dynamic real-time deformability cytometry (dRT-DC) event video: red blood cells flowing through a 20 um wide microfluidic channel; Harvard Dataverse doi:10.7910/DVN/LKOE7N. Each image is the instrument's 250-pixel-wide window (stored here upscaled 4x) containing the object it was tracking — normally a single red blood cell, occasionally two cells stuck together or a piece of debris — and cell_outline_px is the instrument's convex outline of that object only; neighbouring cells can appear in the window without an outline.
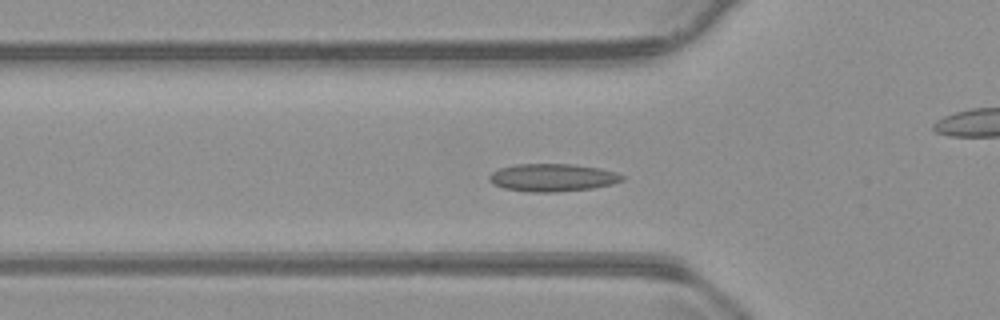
{"species": "common noctule bat (a hibernating species)", "species_latin": "Nyctalus noctula", "temperature_condition": "warm", "stored_images_in_passage": 51, "camera_frame_rate_fps": 3000, "um_per_image_px": 0.085, "animal": {"sex": "male", "body_mass_g": 23.1, "forearm_length_mm": 52.7}, "frame": {"image": 1, "passage_image": 13, "time_ms": 4.0, "image_size_px": [1000, 320], "cell_outline_px": [[624, 180], [612, 184], [592, 188], [556, 192], [528, 192], [504, 188], [492, 184], [488, 180], [488, 176], [492, 172], [500, 168], [516, 164], [576, 164], [600, 168], [616, 172], [624, 176]], "centroid_in_image_um": [46.96, 15.09], "position_along_channel_um": 78.8, "area_um2": 21.62}}
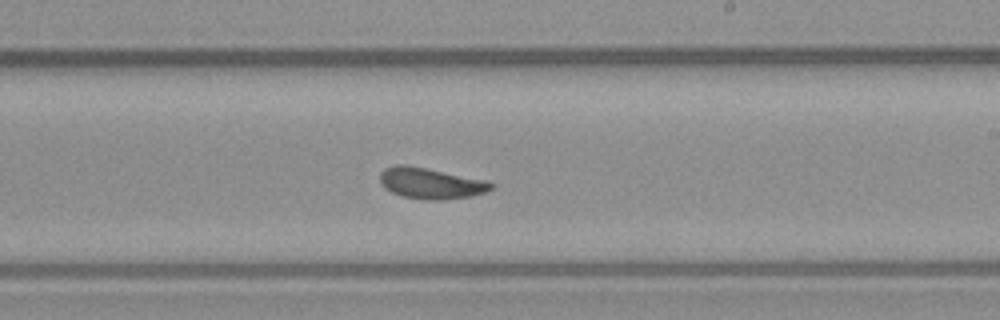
{"frame": {"image": 2, "passage_image": 27, "time_ms": 8.667, "image_size_px": [1000, 320], "cell_outline_px": [[496, 184], [488, 192], [472, 196], [440, 200], [424, 200], [404, 196], [392, 192], [384, 188], [380, 180], [380, 172], [384, 168], [396, 164], [408, 164], [488, 180]], "centroid_in_image_um": [36.65, 15.56], "position_along_channel_um": 252.4, "area_um2": 20.46}}
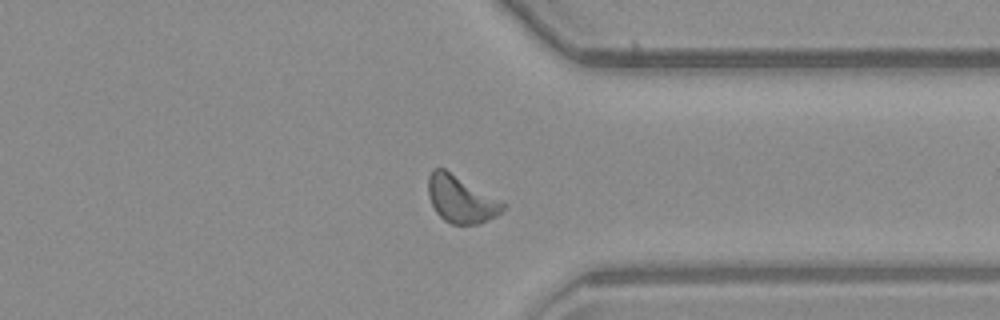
{"frame": {"image": 3, "passage_image": 37, "time_ms": 12.0, "image_size_px": [1000, 320], "cell_outline_px": [[504, 208], [496, 216], [480, 224], [452, 224], [444, 220], [436, 212], [428, 196], [428, 176], [432, 168], [444, 168], [504, 204]], "centroid_in_image_um": [39.11, 16.94], "position_along_channel_um": 372.3, "area_um2": 19.94}, "authors_computed_cell_mechanics": {"area_um2": 19.652, "velocity_mm_per_s": 3.7011, "shape_relaxation_time_tau1_ms": null, "shape_relaxation_time_tau2_ms": 1.4443, "deformation_change_tau1": null, "deformation_change_tau2": 0.0743}}